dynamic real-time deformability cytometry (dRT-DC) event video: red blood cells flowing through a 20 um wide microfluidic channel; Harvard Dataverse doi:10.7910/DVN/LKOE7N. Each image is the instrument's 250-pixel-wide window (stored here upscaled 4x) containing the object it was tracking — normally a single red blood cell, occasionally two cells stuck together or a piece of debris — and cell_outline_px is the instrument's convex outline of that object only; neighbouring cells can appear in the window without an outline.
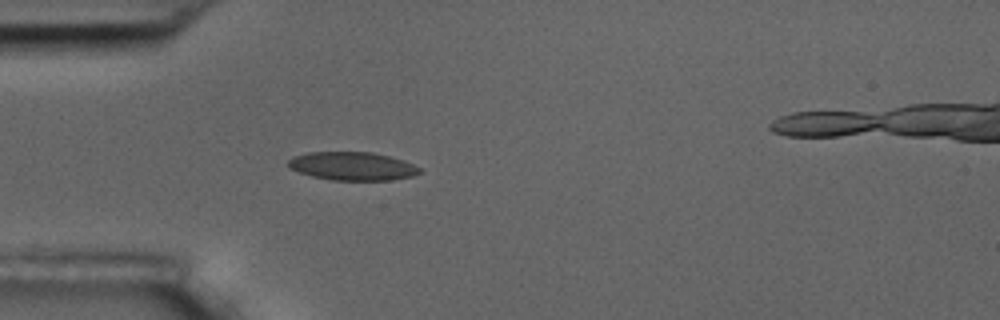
{"species": "common noctule bat (a hibernating species)", "species_latin": "Nyctalus noctula", "temperature_condition": "room temperature", "stored_images_in_passage": 47, "camera_frame_rate_fps": 3000, "um_per_image_px": 0.085, "animal": {"sex": "male", "body_mass_g": 17.5, "forearm_length_mm": 52.3}, "frame": {"image": 1, "passage_image": 9, "time_ms": 2.667, "image_size_px": [1000, 320], "cell_outline_px": [[424, 172], [412, 176], [392, 180], [332, 180], [312, 176], [288, 168], [288, 160], [292, 156], [308, 152], [372, 152], [388, 156], [412, 164], [420, 168]], "centroid_in_image_um": [29.93, 14.12], "position_along_channel_um": 55.1, "area_um2": 21.68}}
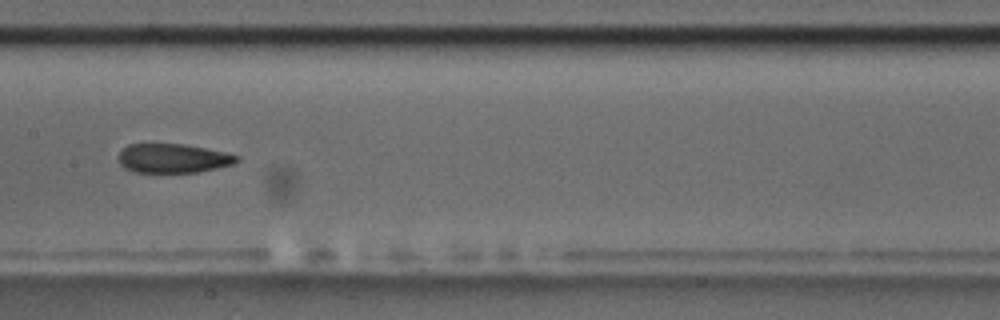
{"frame": {"image": 2, "passage_image": 21, "time_ms": 6.667, "image_size_px": [1000, 320], "cell_outline_px": [[240, 160], [232, 164], [216, 168], [196, 172], [136, 172], [124, 168], [120, 164], [120, 152], [128, 144], [184, 144], [224, 152], [240, 156]], "centroid_in_image_um": [14.72, 13.45], "position_along_channel_um": 192.7, "area_um2": 19.83}}
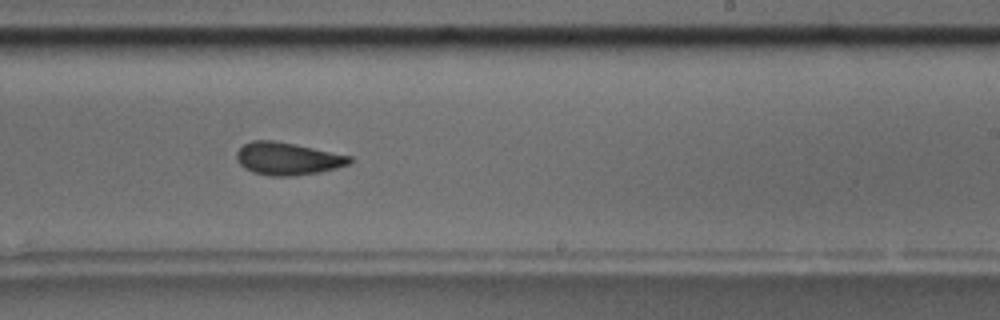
{"frame": {"image": 3, "passage_image": 27, "time_ms": 8.667, "image_size_px": [1000, 320], "cell_outline_px": [[352, 160], [348, 164], [336, 168], [320, 172], [292, 176], [272, 176], [252, 172], [244, 168], [236, 160], [236, 152], [244, 144], [252, 140], [276, 140], [352, 156]], "centroid_in_image_um": [24.42, 13.48], "position_along_channel_um": 264.6, "area_um2": 21.5}}